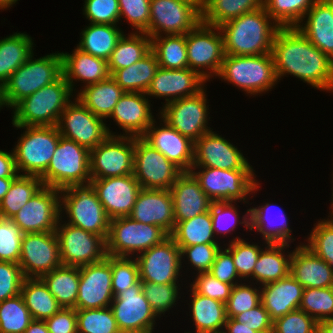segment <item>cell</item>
I'll use <instances>...</instances> for the list:
<instances>
[{"instance_id":"73","label":"cell","mask_w":333,"mask_h":333,"mask_svg":"<svg viewBox=\"0 0 333 333\" xmlns=\"http://www.w3.org/2000/svg\"><path fill=\"white\" fill-rule=\"evenodd\" d=\"M18 0H0V9H6L15 4Z\"/></svg>"},{"instance_id":"6","label":"cell","mask_w":333,"mask_h":333,"mask_svg":"<svg viewBox=\"0 0 333 333\" xmlns=\"http://www.w3.org/2000/svg\"><path fill=\"white\" fill-rule=\"evenodd\" d=\"M243 89L247 94L267 92L277 83L272 53L263 55H226L217 75Z\"/></svg>"},{"instance_id":"18","label":"cell","mask_w":333,"mask_h":333,"mask_svg":"<svg viewBox=\"0 0 333 333\" xmlns=\"http://www.w3.org/2000/svg\"><path fill=\"white\" fill-rule=\"evenodd\" d=\"M121 333H152L156 314L142 291V281L120 292L110 305Z\"/></svg>"},{"instance_id":"4","label":"cell","mask_w":333,"mask_h":333,"mask_svg":"<svg viewBox=\"0 0 333 333\" xmlns=\"http://www.w3.org/2000/svg\"><path fill=\"white\" fill-rule=\"evenodd\" d=\"M33 55L2 86L4 107L13 108L22 99L63 75L61 53H52L35 60Z\"/></svg>"},{"instance_id":"29","label":"cell","mask_w":333,"mask_h":333,"mask_svg":"<svg viewBox=\"0 0 333 333\" xmlns=\"http://www.w3.org/2000/svg\"><path fill=\"white\" fill-rule=\"evenodd\" d=\"M175 223L189 220L209 211L212 201L190 172H183L170 188Z\"/></svg>"},{"instance_id":"46","label":"cell","mask_w":333,"mask_h":333,"mask_svg":"<svg viewBox=\"0 0 333 333\" xmlns=\"http://www.w3.org/2000/svg\"><path fill=\"white\" fill-rule=\"evenodd\" d=\"M38 176L19 174L0 202V217L11 219L43 187Z\"/></svg>"},{"instance_id":"10","label":"cell","mask_w":333,"mask_h":333,"mask_svg":"<svg viewBox=\"0 0 333 333\" xmlns=\"http://www.w3.org/2000/svg\"><path fill=\"white\" fill-rule=\"evenodd\" d=\"M200 170L195 172V169ZM203 168V169H202ZM253 169L223 170L209 167H192L190 173L199 182L201 189L212 202L246 203L247 195L258 190Z\"/></svg>"},{"instance_id":"50","label":"cell","mask_w":333,"mask_h":333,"mask_svg":"<svg viewBox=\"0 0 333 333\" xmlns=\"http://www.w3.org/2000/svg\"><path fill=\"white\" fill-rule=\"evenodd\" d=\"M78 333H121L110 307L76 309Z\"/></svg>"},{"instance_id":"17","label":"cell","mask_w":333,"mask_h":333,"mask_svg":"<svg viewBox=\"0 0 333 333\" xmlns=\"http://www.w3.org/2000/svg\"><path fill=\"white\" fill-rule=\"evenodd\" d=\"M204 91L205 89L193 96L168 102L159 113L160 118L193 142L211 131L207 126L209 105H206L207 97Z\"/></svg>"},{"instance_id":"9","label":"cell","mask_w":333,"mask_h":333,"mask_svg":"<svg viewBox=\"0 0 333 333\" xmlns=\"http://www.w3.org/2000/svg\"><path fill=\"white\" fill-rule=\"evenodd\" d=\"M170 235L157 225L143 224L129 216L110 219L107 255L132 257L162 243ZM131 255V256H130Z\"/></svg>"},{"instance_id":"5","label":"cell","mask_w":333,"mask_h":333,"mask_svg":"<svg viewBox=\"0 0 333 333\" xmlns=\"http://www.w3.org/2000/svg\"><path fill=\"white\" fill-rule=\"evenodd\" d=\"M40 179L44 186L58 190L89 185L91 181L90 150L73 140L60 136L54 155Z\"/></svg>"},{"instance_id":"54","label":"cell","mask_w":333,"mask_h":333,"mask_svg":"<svg viewBox=\"0 0 333 333\" xmlns=\"http://www.w3.org/2000/svg\"><path fill=\"white\" fill-rule=\"evenodd\" d=\"M176 283L156 284L152 282H142V291L145 298L153 309L157 317L165 314L168 309L175 306L180 289Z\"/></svg>"},{"instance_id":"33","label":"cell","mask_w":333,"mask_h":333,"mask_svg":"<svg viewBox=\"0 0 333 333\" xmlns=\"http://www.w3.org/2000/svg\"><path fill=\"white\" fill-rule=\"evenodd\" d=\"M63 76L71 90L75 81H83L85 86L108 79L111 74L108 61L75 48L72 54L61 52Z\"/></svg>"},{"instance_id":"62","label":"cell","mask_w":333,"mask_h":333,"mask_svg":"<svg viewBox=\"0 0 333 333\" xmlns=\"http://www.w3.org/2000/svg\"><path fill=\"white\" fill-rule=\"evenodd\" d=\"M179 248L181 260L187 255L186 257L191 263V266L195 267L194 269L196 271L198 270V273H204L208 272L212 267L221 247L219 244H195L189 247Z\"/></svg>"},{"instance_id":"16","label":"cell","mask_w":333,"mask_h":333,"mask_svg":"<svg viewBox=\"0 0 333 333\" xmlns=\"http://www.w3.org/2000/svg\"><path fill=\"white\" fill-rule=\"evenodd\" d=\"M182 173L142 137H135L133 174L143 189L170 190Z\"/></svg>"},{"instance_id":"11","label":"cell","mask_w":333,"mask_h":333,"mask_svg":"<svg viewBox=\"0 0 333 333\" xmlns=\"http://www.w3.org/2000/svg\"><path fill=\"white\" fill-rule=\"evenodd\" d=\"M202 22L201 0H151L149 36L187 34Z\"/></svg>"},{"instance_id":"28","label":"cell","mask_w":333,"mask_h":333,"mask_svg":"<svg viewBox=\"0 0 333 333\" xmlns=\"http://www.w3.org/2000/svg\"><path fill=\"white\" fill-rule=\"evenodd\" d=\"M143 92H125L109 118L122 128L126 136L142 137L155 120L148 97Z\"/></svg>"},{"instance_id":"14","label":"cell","mask_w":333,"mask_h":333,"mask_svg":"<svg viewBox=\"0 0 333 333\" xmlns=\"http://www.w3.org/2000/svg\"><path fill=\"white\" fill-rule=\"evenodd\" d=\"M186 47L188 68L198 72L207 81L218 75L225 56L219 27L201 22L186 34Z\"/></svg>"},{"instance_id":"19","label":"cell","mask_w":333,"mask_h":333,"mask_svg":"<svg viewBox=\"0 0 333 333\" xmlns=\"http://www.w3.org/2000/svg\"><path fill=\"white\" fill-rule=\"evenodd\" d=\"M18 264L25 278H38L60 267L62 264L56 232L24 233Z\"/></svg>"},{"instance_id":"31","label":"cell","mask_w":333,"mask_h":333,"mask_svg":"<svg viewBox=\"0 0 333 333\" xmlns=\"http://www.w3.org/2000/svg\"><path fill=\"white\" fill-rule=\"evenodd\" d=\"M306 17V23L296 27L333 60V0H316L305 14Z\"/></svg>"},{"instance_id":"41","label":"cell","mask_w":333,"mask_h":333,"mask_svg":"<svg viewBox=\"0 0 333 333\" xmlns=\"http://www.w3.org/2000/svg\"><path fill=\"white\" fill-rule=\"evenodd\" d=\"M264 6V0H201L202 23L221 24Z\"/></svg>"},{"instance_id":"76","label":"cell","mask_w":333,"mask_h":333,"mask_svg":"<svg viewBox=\"0 0 333 333\" xmlns=\"http://www.w3.org/2000/svg\"><path fill=\"white\" fill-rule=\"evenodd\" d=\"M209 333H224L223 331H220V332H209Z\"/></svg>"},{"instance_id":"22","label":"cell","mask_w":333,"mask_h":333,"mask_svg":"<svg viewBox=\"0 0 333 333\" xmlns=\"http://www.w3.org/2000/svg\"><path fill=\"white\" fill-rule=\"evenodd\" d=\"M79 288L76 309H99L110 307L112 290L111 256L100 262L79 267Z\"/></svg>"},{"instance_id":"3","label":"cell","mask_w":333,"mask_h":333,"mask_svg":"<svg viewBox=\"0 0 333 333\" xmlns=\"http://www.w3.org/2000/svg\"><path fill=\"white\" fill-rule=\"evenodd\" d=\"M72 93L62 75L12 108L13 126H57L61 113L71 102Z\"/></svg>"},{"instance_id":"70","label":"cell","mask_w":333,"mask_h":333,"mask_svg":"<svg viewBox=\"0 0 333 333\" xmlns=\"http://www.w3.org/2000/svg\"><path fill=\"white\" fill-rule=\"evenodd\" d=\"M24 333H49L44 320H32Z\"/></svg>"},{"instance_id":"30","label":"cell","mask_w":333,"mask_h":333,"mask_svg":"<svg viewBox=\"0 0 333 333\" xmlns=\"http://www.w3.org/2000/svg\"><path fill=\"white\" fill-rule=\"evenodd\" d=\"M294 250L290 259V274L304 289L333 286V270L323 259L316 256L305 244Z\"/></svg>"},{"instance_id":"75","label":"cell","mask_w":333,"mask_h":333,"mask_svg":"<svg viewBox=\"0 0 333 333\" xmlns=\"http://www.w3.org/2000/svg\"><path fill=\"white\" fill-rule=\"evenodd\" d=\"M332 196H333V194H332ZM332 201H333V198H332ZM331 203H332V205H331L332 212L330 214V216H331L330 219L333 220V202H331Z\"/></svg>"},{"instance_id":"34","label":"cell","mask_w":333,"mask_h":333,"mask_svg":"<svg viewBox=\"0 0 333 333\" xmlns=\"http://www.w3.org/2000/svg\"><path fill=\"white\" fill-rule=\"evenodd\" d=\"M274 206L265 203V205L250 208V230L256 229L263 236L265 243H289L292 238V230L289 227L286 214L277 207L278 212L274 209L277 214L272 215L271 210L276 208Z\"/></svg>"},{"instance_id":"38","label":"cell","mask_w":333,"mask_h":333,"mask_svg":"<svg viewBox=\"0 0 333 333\" xmlns=\"http://www.w3.org/2000/svg\"><path fill=\"white\" fill-rule=\"evenodd\" d=\"M80 34L77 48L108 61L124 32L117 25L90 23Z\"/></svg>"},{"instance_id":"52","label":"cell","mask_w":333,"mask_h":333,"mask_svg":"<svg viewBox=\"0 0 333 333\" xmlns=\"http://www.w3.org/2000/svg\"><path fill=\"white\" fill-rule=\"evenodd\" d=\"M233 202H212L209 208L212 218V227L214 234L226 235L233 232L236 226L244 224L250 230V209L243 215V221L239 220V213ZM249 217V218H248ZM224 233V234H223Z\"/></svg>"},{"instance_id":"8","label":"cell","mask_w":333,"mask_h":333,"mask_svg":"<svg viewBox=\"0 0 333 333\" xmlns=\"http://www.w3.org/2000/svg\"><path fill=\"white\" fill-rule=\"evenodd\" d=\"M25 129L12 150L18 173L40 177L54 155L60 139L57 126H14Z\"/></svg>"},{"instance_id":"37","label":"cell","mask_w":333,"mask_h":333,"mask_svg":"<svg viewBox=\"0 0 333 333\" xmlns=\"http://www.w3.org/2000/svg\"><path fill=\"white\" fill-rule=\"evenodd\" d=\"M190 288L192 293L190 309L196 333L224 331V325L227 321L225 304L201 295L192 287Z\"/></svg>"},{"instance_id":"60","label":"cell","mask_w":333,"mask_h":333,"mask_svg":"<svg viewBox=\"0 0 333 333\" xmlns=\"http://www.w3.org/2000/svg\"><path fill=\"white\" fill-rule=\"evenodd\" d=\"M83 14L92 24L117 25L120 21L118 0H85Z\"/></svg>"},{"instance_id":"47","label":"cell","mask_w":333,"mask_h":333,"mask_svg":"<svg viewBox=\"0 0 333 333\" xmlns=\"http://www.w3.org/2000/svg\"><path fill=\"white\" fill-rule=\"evenodd\" d=\"M151 37V50L159 67L166 69L188 68L186 34Z\"/></svg>"},{"instance_id":"13","label":"cell","mask_w":333,"mask_h":333,"mask_svg":"<svg viewBox=\"0 0 333 333\" xmlns=\"http://www.w3.org/2000/svg\"><path fill=\"white\" fill-rule=\"evenodd\" d=\"M58 221L55 229L60 249L61 264L81 267L104 260L107 256L106 240L68 223Z\"/></svg>"},{"instance_id":"67","label":"cell","mask_w":333,"mask_h":333,"mask_svg":"<svg viewBox=\"0 0 333 333\" xmlns=\"http://www.w3.org/2000/svg\"><path fill=\"white\" fill-rule=\"evenodd\" d=\"M44 321L49 333H78L75 308H61Z\"/></svg>"},{"instance_id":"63","label":"cell","mask_w":333,"mask_h":333,"mask_svg":"<svg viewBox=\"0 0 333 333\" xmlns=\"http://www.w3.org/2000/svg\"><path fill=\"white\" fill-rule=\"evenodd\" d=\"M24 279L19 264L0 261V302L19 295Z\"/></svg>"},{"instance_id":"24","label":"cell","mask_w":333,"mask_h":333,"mask_svg":"<svg viewBox=\"0 0 333 333\" xmlns=\"http://www.w3.org/2000/svg\"><path fill=\"white\" fill-rule=\"evenodd\" d=\"M192 167L223 170L253 169L236 146L212 130L194 142Z\"/></svg>"},{"instance_id":"48","label":"cell","mask_w":333,"mask_h":333,"mask_svg":"<svg viewBox=\"0 0 333 333\" xmlns=\"http://www.w3.org/2000/svg\"><path fill=\"white\" fill-rule=\"evenodd\" d=\"M316 0H264L268 15L280 27H296L303 22Z\"/></svg>"},{"instance_id":"71","label":"cell","mask_w":333,"mask_h":333,"mask_svg":"<svg viewBox=\"0 0 333 333\" xmlns=\"http://www.w3.org/2000/svg\"><path fill=\"white\" fill-rule=\"evenodd\" d=\"M318 333H333V318L318 323Z\"/></svg>"},{"instance_id":"74","label":"cell","mask_w":333,"mask_h":333,"mask_svg":"<svg viewBox=\"0 0 333 333\" xmlns=\"http://www.w3.org/2000/svg\"><path fill=\"white\" fill-rule=\"evenodd\" d=\"M4 106L3 97H2V86L0 85V109Z\"/></svg>"},{"instance_id":"7","label":"cell","mask_w":333,"mask_h":333,"mask_svg":"<svg viewBox=\"0 0 333 333\" xmlns=\"http://www.w3.org/2000/svg\"><path fill=\"white\" fill-rule=\"evenodd\" d=\"M60 194V214L65 210L68 224L107 240L110 218L90 184L68 187L60 190Z\"/></svg>"},{"instance_id":"27","label":"cell","mask_w":333,"mask_h":333,"mask_svg":"<svg viewBox=\"0 0 333 333\" xmlns=\"http://www.w3.org/2000/svg\"><path fill=\"white\" fill-rule=\"evenodd\" d=\"M129 217L143 224L160 226L170 235L175 227L170 190L142 188Z\"/></svg>"},{"instance_id":"43","label":"cell","mask_w":333,"mask_h":333,"mask_svg":"<svg viewBox=\"0 0 333 333\" xmlns=\"http://www.w3.org/2000/svg\"><path fill=\"white\" fill-rule=\"evenodd\" d=\"M158 68L156 55L151 50L138 62L116 70L111 77L125 92L145 93Z\"/></svg>"},{"instance_id":"68","label":"cell","mask_w":333,"mask_h":333,"mask_svg":"<svg viewBox=\"0 0 333 333\" xmlns=\"http://www.w3.org/2000/svg\"><path fill=\"white\" fill-rule=\"evenodd\" d=\"M18 175L14 152L0 150V178H16Z\"/></svg>"},{"instance_id":"51","label":"cell","mask_w":333,"mask_h":333,"mask_svg":"<svg viewBox=\"0 0 333 333\" xmlns=\"http://www.w3.org/2000/svg\"><path fill=\"white\" fill-rule=\"evenodd\" d=\"M299 309L313 317L318 323L333 318V286L305 288Z\"/></svg>"},{"instance_id":"20","label":"cell","mask_w":333,"mask_h":333,"mask_svg":"<svg viewBox=\"0 0 333 333\" xmlns=\"http://www.w3.org/2000/svg\"><path fill=\"white\" fill-rule=\"evenodd\" d=\"M60 190L43 186L11 219L23 233L52 232L60 219Z\"/></svg>"},{"instance_id":"49","label":"cell","mask_w":333,"mask_h":333,"mask_svg":"<svg viewBox=\"0 0 333 333\" xmlns=\"http://www.w3.org/2000/svg\"><path fill=\"white\" fill-rule=\"evenodd\" d=\"M32 320L21 294L0 302V333H24Z\"/></svg>"},{"instance_id":"12","label":"cell","mask_w":333,"mask_h":333,"mask_svg":"<svg viewBox=\"0 0 333 333\" xmlns=\"http://www.w3.org/2000/svg\"><path fill=\"white\" fill-rule=\"evenodd\" d=\"M135 137L109 135L90 150L91 179L124 176L134 173Z\"/></svg>"},{"instance_id":"61","label":"cell","mask_w":333,"mask_h":333,"mask_svg":"<svg viewBox=\"0 0 333 333\" xmlns=\"http://www.w3.org/2000/svg\"><path fill=\"white\" fill-rule=\"evenodd\" d=\"M150 1L151 0H118L120 9V20H126L137 30L149 36L150 21Z\"/></svg>"},{"instance_id":"45","label":"cell","mask_w":333,"mask_h":333,"mask_svg":"<svg viewBox=\"0 0 333 333\" xmlns=\"http://www.w3.org/2000/svg\"><path fill=\"white\" fill-rule=\"evenodd\" d=\"M178 247H189L195 244H218L212 227L210 211L194 218L175 223L170 234Z\"/></svg>"},{"instance_id":"2","label":"cell","mask_w":333,"mask_h":333,"mask_svg":"<svg viewBox=\"0 0 333 333\" xmlns=\"http://www.w3.org/2000/svg\"><path fill=\"white\" fill-rule=\"evenodd\" d=\"M280 28L264 6L219 26L226 55L272 53L274 38Z\"/></svg>"},{"instance_id":"53","label":"cell","mask_w":333,"mask_h":333,"mask_svg":"<svg viewBox=\"0 0 333 333\" xmlns=\"http://www.w3.org/2000/svg\"><path fill=\"white\" fill-rule=\"evenodd\" d=\"M233 257L236 271L241 279L252 278L253 270L262 248L250 244L241 237H233L226 248Z\"/></svg>"},{"instance_id":"56","label":"cell","mask_w":333,"mask_h":333,"mask_svg":"<svg viewBox=\"0 0 333 333\" xmlns=\"http://www.w3.org/2000/svg\"><path fill=\"white\" fill-rule=\"evenodd\" d=\"M23 234L12 219L0 217V261L19 263Z\"/></svg>"},{"instance_id":"40","label":"cell","mask_w":333,"mask_h":333,"mask_svg":"<svg viewBox=\"0 0 333 333\" xmlns=\"http://www.w3.org/2000/svg\"><path fill=\"white\" fill-rule=\"evenodd\" d=\"M62 308H75L79 288V267H60L40 277Z\"/></svg>"},{"instance_id":"1","label":"cell","mask_w":333,"mask_h":333,"mask_svg":"<svg viewBox=\"0 0 333 333\" xmlns=\"http://www.w3.org/2000/svg\"><path fill=\"white\" fill-rule=\"evenodd\" d=\"M272 55L278 80L290 74L314 88L333 92V60L297 27H281L277 31Z\"/></svg>"},{"instance_id":"32","label":"cell","mask_w":333,"mask_h":333,"mask_svg":"<svg viewBox=\"0 0 333 333\" xmlns=\"http://www.w3.org/2000/svg\"><path fill=\"white\" fill-rule=\"evenodd\" d=\"M261 303L272 321L299 309L304 287L291 274L275 282L262 285Z\"/></svg>"},{"instance_id":"72","label":"cell","mask_w":333,"mask_h":333,"mask_svg":"<svg viewBox=\"0 0 333 333\" xmlns=\"http://www.w3.org/2000/svg\"><path fill=\"white\" fill-rule=\"evenodd\" d=\"M14 179L15 178H0V202L10 189V186Z\"/></svg>"},{"instance_id":"66","label":"cell","mask_w":333,"mask_h":333,"mask_svg":"<svg viewBox=\"0 0 333 333\" xmlns=\"http://www.w3.org/2000/svg\"><path fill=\"white\" fill-rule=\"evenodd\" d=\"M234 319L240 323H245L250 329L258 333H272L273 321L270 319L268 311L262 303L236 315Z\"/></svg>"},{"instance_id":"58","label":"cell","mask_w":333,"mask_h":333,"mask_svg":"<svg viewBox=\"0 0 333 333\" xmlns=\"http://www.w3.org/2000/svg\"><path fill=\"white\" fill-rule=\"evenodd\" d=\"M261 303V290L246 285V283L233 286L231 295L225 303L227 318H234L244 311L250 310Z\"/></svg>"},{"instance_id":"42","label":"cell","mask_w":333,"mask_h":333,"mask_svg":"<svg viewBox=\"0 0 333 333\" xmlns=\"http://www.w3.org/2000/svg\"><path fill=\"white\" fill-rule=\"evenodd\" d=\"M20 294L34 320H46L62 308L40 277L25 278Z\"/></svg>"},{"instance_id":"57","label":"cell","mask_w":333,"mask_h":333,"mask_svg":"<svg viewBox=\"0 0 333 333\" xmlns=\"http://www.w3.org/2000/svg\"><path fill=\"white\" fill-rule=\"evenodd\" d=\"M112 290L116 297L120 292L135 285L139 279V267L136 259L111 256Z\"/></svg>"},{"instance_id":"21","label":"cell","mask_w":333,"mask_h":333,"mask_svg":"<svg viewBox=\"0 0 333 333\" xmlns=\"http://www.w3.org/2000/svg\"><path fill=\"white\" fill-rule=\"evenodd\" d=\"M142 282L156 284L177 283L182 268L180 248L169 236L162 243L135 257Z\"/></svg>"},{"instance_id":"36","label":"cell","mask_w":333,"mask_h":333,"mask_svg":"<svg viewBox=\"0 0 333 333\" xmlns=\"http://www.w3.org/2000/svg\"><path fill=\"white\" fill-rule=\"evenodd\" d=\"M124 93L125 91L110 76L106 80L84 86L76 97L94 115L106 120Z\"/></svg>"},{"instance_id":"65","label":"cell","mask_w":333,"mask_h":333,"mask_svg":"<svg viewBox=\"0 0 333 333\" xmlns=\"http://www.w3.org/2000/svg\"><path fill=\"white\" fill-rule=\"evenodd\" d=\"M208 272L221 282L233 286L238 284V280L236 279L240 278L236 271L232 254L226 248L224 250L220 248Z\"/></svg>"},{"instance_id":"25","label":"cell","mask_w":333,"mask_h":333,"mask_svg":"<svg viewBox=\"0 0 333 333\" xmlns=\"http://www.w3.org/2000/svg\"><path fill=\"white\" fill-rule=\"evenodd\" d=\"M207 80L190 68L166 69L159 67L145 95L164 97L166 103L201 92ZM170 97V98H169Z\"/></svg>"},{"instance_id":"64","label":"cell","mask_w":333,"mask_h":333,"mask_svg":"<svg viewBox=\"0 0 333 333\" xmlns=\"http://www.w3.org/2000/svg\"><path fill=\"white\" fill-rule=\"evenodd\" d=\"M190 286L199 294L226 303L231 295L233 285L221 282L209 272L197 273Z\"/></svg>"},{"instance_id":"35","label":"cell","mask_w":333,"mask_h":333,"mask_svg":"<svg viewBox=\"0 0 333 333\" xmlns=\"http://www.w3.org/2000/svg\"><path fill=\"white\" fill-rule=\"evenodd\" d=\"M266 244L265 249L260 251L252 275V278L256 282H260L261 286L278 281L290 274L292 253L284 254L285 248L289 247V243L267 242Z\"/></svg>"},{"instance_id":"59","label":"cell","mask_w":333,"mask_h":333,"mask_svg":"<svg viewBox=\"0 0 333 333\" xmlns=\"http://www.w3.org/2000/svg\"><path fill=\"white\" fill-rule=\"evenodd\" d=\"M272 333H318V322L301 309L273 321Z\"/></svg>"},{"instance_id":"69","label":"cell","mask_w":333,"mask_h":333,"mask_svg":"<svg viewBox=\"0 0 333 333\" xmlns=\"http://www.w3.org/2000/svg\"><path fill=\"white\" fill-rule=\"evenodd\" d=\"M224 329V333H258L257 331L250 329L245 323H240L234 318H227Z\"/></svg>"},{"instance_id":"39","label":"cell","mask_w":333,"mask_h":333,"mask_svg":"<svg viewBox=\"0 0 333 333\" xmlns=\"http://www.w3.org/2000/svg\"><path fill=\"white\" fill-rule=\"evenodd\" d=\"M32 38L25 33H14L0 39V85L33 54Z\"/></svg>"},{"instance_id":"15","label":"cell","mask_w":333,"mask_h":333,"mask_svg":"<svg viewBox=\"0 0 333 333\" xmlns=\"http://www.w3.org/2000/svg\"><path fill=\"white\" fill-rule=\"evenodd\" d=\"M103 120L76 97L75 102L71 101L61 113L57 127L61 136L91 150L109 135H114Z\"/></svg>"},{"instance_id":"44","label":"cell","mask_w":333,"mask_h":333,"mask_svg":"<svg viewBox=\"0 0 333 333\" xmlns=\"http://www.w3.org/2000/svg\"><path fill=\"white\" fill-rule=\"evenodd\" d=\"M150 51L151 37L146 33L133 32L128 37L123 34L108 60L110 74L138 62Z\"/></svg>"},{"instance_id":"26","label":"cell","mask_w":333,"mask_h":333,"mask_svg":"<svg viewBox=\"0 0 333 333\" xmlns=\"http://www.w3.org/2000/svg\"><path fill=\"white\" fill-rule=\"evenodd\" d=\"M161 120L164 123L162 127L158 128L154 120L142 138L182 172H190L194 160V142Z\"/></svg>"},{"instance_id":"55","label":"cell","mask_w":333,"mask_h":333,"mask_svg":"<svg viewBox=\"0 0 333 333\" xmlns=\"http://www.w3.org/2000/svg\"><path fill=\"white\" fill-rule=\"evenodd\" d=\"M314 226L305 246L333 270V220L324 219Z\"/></svg>"},{"instance_id":"23","label":"cell","mask_w":333,"mask_h":333,"mask_svg":"<svg viewBox=\"0 0 333 333\" xmlns=\"http://www.w3.org/2000/svg\"><path fill=\"white\" fill-rule=\"evenodd\" d=\"M90 185L110 219L129 216L142 189L134 174L91 179Z\"/></svg>"}]
</instances>
